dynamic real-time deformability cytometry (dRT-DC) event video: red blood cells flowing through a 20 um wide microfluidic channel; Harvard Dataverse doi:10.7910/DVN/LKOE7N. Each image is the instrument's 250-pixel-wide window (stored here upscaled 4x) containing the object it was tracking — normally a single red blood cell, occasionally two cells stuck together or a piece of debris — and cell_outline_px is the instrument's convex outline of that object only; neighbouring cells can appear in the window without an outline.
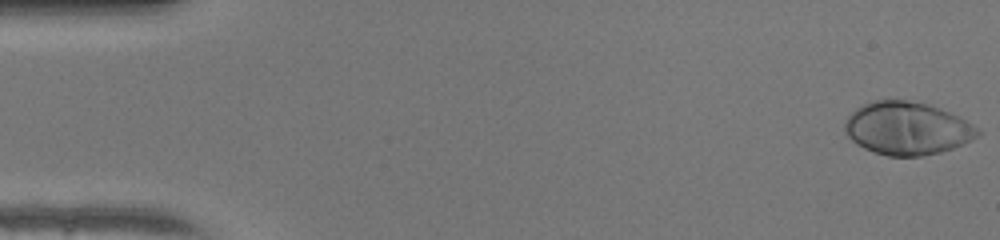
{"species": "human", "species_latin": "Homo sapiens", "temperature_condition": "warm", "stored_images_in_passage": 49, "camera_frame_rate_fps": 3000, "um_per_image_px": 0.085, "donor": {"sex": "female"}, "frame": {"image": 1, "passage_image": 1, "time_ms": 0.0, "image_size_px": [1000, 240], "cell_outline_px": [[980, 132], [972, 140], [952, 148], [940, 152], [924, 156], [888, 156], [864, 148], [856, 144], [844, 132], [844, 124], [848, 116], [856, 108], [872, 100], [904, 100], [924, 104], [940, 108], [972, 124]], "centroid_in_image_um": [77.06, 10.92], "position_along_channel_um": 7.9, "area_um2": 40.52}}
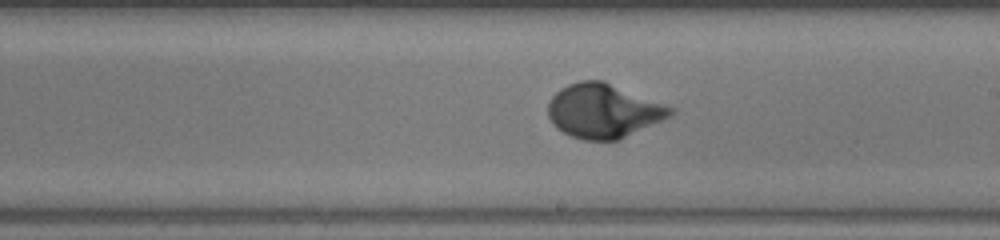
{"frame": {"image": 2, "passage_image": 28, "time_ms": 9.0, "image_size_px": [1000, 240], "cell_outline_px": [[676, 112], [672, 116], [620, 140], [584, 140], [572, 136], [556, 128], [552, 124], [548, 116], [548, 104], [552, 96], [560, 88], [568, 84], [580, 80], [604, 80], [676, 108]], "centroid_in_image_um": [51.32, 9.42], "position_along_channel_um": 237.7, "area_um2": 39.07}}
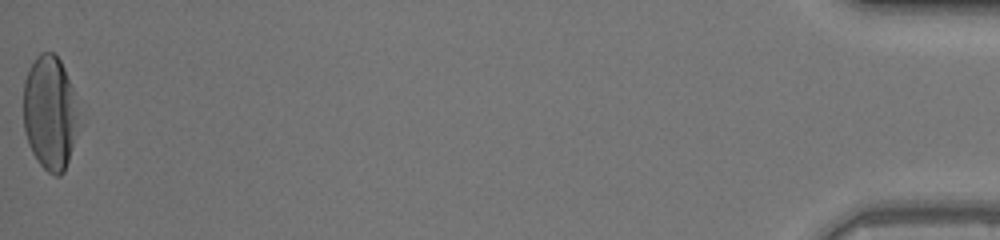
{"frame": {"image": 3, "passage_image": 49, "time_ms": 16.0, "image_size_px": [1000, 240], "cell_outline_px": [[76, 112], [72, 144], [68, 160], [64, 172], [60, 176], [56, 176], [48, 172], [36, 160], [28, 144], [24, 132], [24, 80], [36, 56], [40, 52], [52, 52], [60, 60], [64, 68], [72, 88]], "centroid_in_image_um": [4.18, 9.59], "position_along_channel_um": 431.0, "area_um2": 35.78}, "authors_computed_cell_mechanics": {"area_um2": 37.6278, "velocity_mm_per_s": 4.2457, "shape_relaxation_time_tau1_ms": 2.6924, "shape_relaxation_time_tau2_ms": null, "deformation_change_tau1": 0.1969, "deformation_change_tau2": null}}